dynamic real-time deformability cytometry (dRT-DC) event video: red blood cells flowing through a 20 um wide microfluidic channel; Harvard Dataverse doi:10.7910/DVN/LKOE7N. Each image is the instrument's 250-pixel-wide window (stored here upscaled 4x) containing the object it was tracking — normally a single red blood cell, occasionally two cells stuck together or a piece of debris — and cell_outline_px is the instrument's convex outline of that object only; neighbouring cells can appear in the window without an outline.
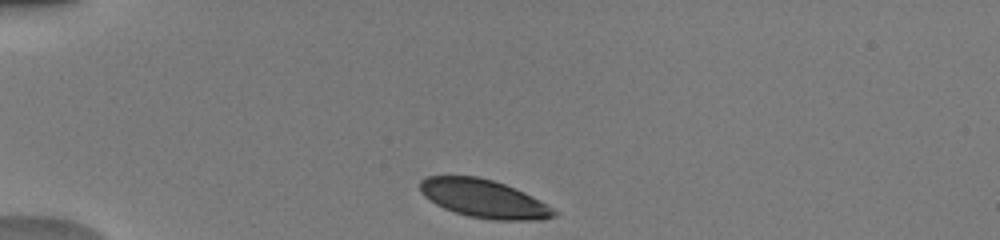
{"species": "human", "species_latin": "Homo sapiens", "temperature_condition": "warm", "stored_images_in_passage": 39, "camera_frame_rate_fps": 3000, "um_per_image_px": 0.085, "donor": {"sex": "male"}, "frame": {"image": 1, "passage_image": 1, "time_ms": 0.0, "image_size_px": [1000, 240], "cell_outline_px": [[560, 212], [556, 216], [544, 220], [492, 220], [468, 216], [444, 208], [436, 204], [424, 196], [420, 192], [420, 180], [428, 176], [476, 176], [492, 180], [504, 184], [524, 192], [540, 200]], "centroid_in_image_um": [41.16, 16.9], "position_along_channel_um": 43.8, "area_um2": 29.88}}
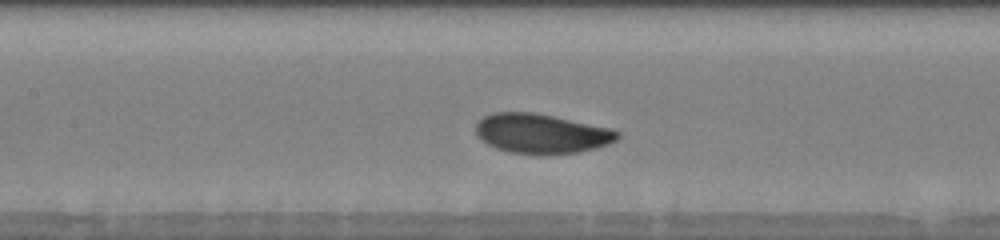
{"frame": {"image": 2, "passage_image": 13, "time_ms": 4.0, "image_size_px": [1000, 240], "cell_outline_px": [[620, 136], [616, 140], [608, 144], [596, 148], [580, 152], [548, 156], [540, 156], [508, 152], [496, 148], [480, 140], [476, 136], [476, 124], [484, 116], [492, 112], [532, 112], [612, 128], [620, 132]], "centroid_in_image_um": [46.02, 11.38], "position_along_channel_um": 161.4, "area_um2": 33.29}}
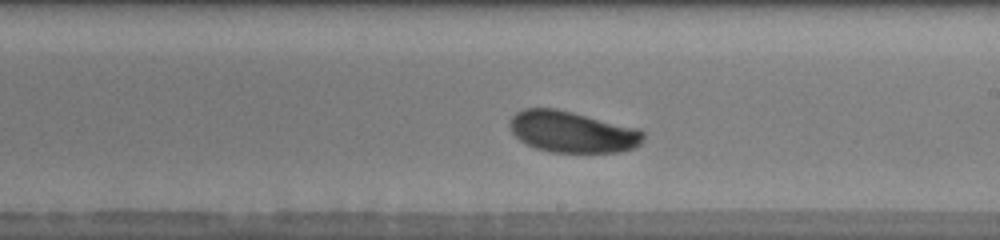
{"frame": {"image": 3, "passage_image": 19, "time_ms": 6.0, "image_size_px": [1000, 240], "cell_outline_px": [[644, 140], [636, 148], [620, 152], [548, 152], [536, 148], [520, 140], [512, 132], [508, 124], [512, 116], [516, 112], [524, 108], [556, 108], [640, 128], [644, 132]], "centroid_in_image_um": [48.67, 11.2], "position_along_channel_um": 240.3, "area_um2": 32.48}, "authors_computed_cell_mechanics": {"area_um2": 32.368, "velocity_mm_per_s": 3.9507, "shape_relaxation_time_tau1_ms": 1.5328, "shape_relaxation_time_tau2_ms": null, "deformation_change_tau1": 0.1029, "deformation_change_tau2": null}}